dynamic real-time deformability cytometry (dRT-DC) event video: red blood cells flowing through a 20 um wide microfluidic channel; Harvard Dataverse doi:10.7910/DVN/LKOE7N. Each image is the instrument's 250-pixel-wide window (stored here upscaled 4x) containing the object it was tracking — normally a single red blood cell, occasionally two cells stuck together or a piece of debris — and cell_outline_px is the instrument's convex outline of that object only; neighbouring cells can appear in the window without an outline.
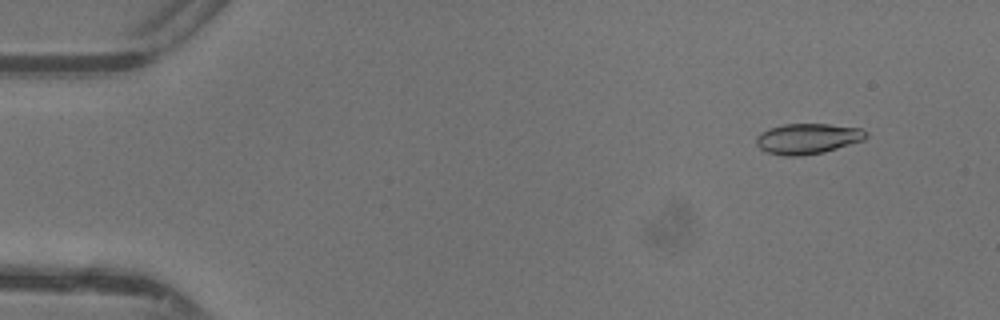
{"species": "common noctule bat (a hibernating species)", "species_latin": "Nyctalus noctula", "temperature_condition": "warm", "stored_images_in_passage": 47, "camera_frame_rate_fps": 3000, "um_per_image_px": 0.085, "animal": {"sex": "female"}, "frame": {"image": 1, "passage_image": 4, "time_ms": 1.0, "image_size_px": [1000, 320], "cell_outline_px": [[868, 132], [864, 140], [824, 152], [800, 156], [784, 156], [768, 152], [760, 148], [756, 144], [756, 136], [760, 132], [768, 128], [784, 124], [828, 124], [860, 128]], "centroid_in_image_um": [68.63, 11.78], "position_along_channel_um": 16.4, "area_um2": 19.54}}
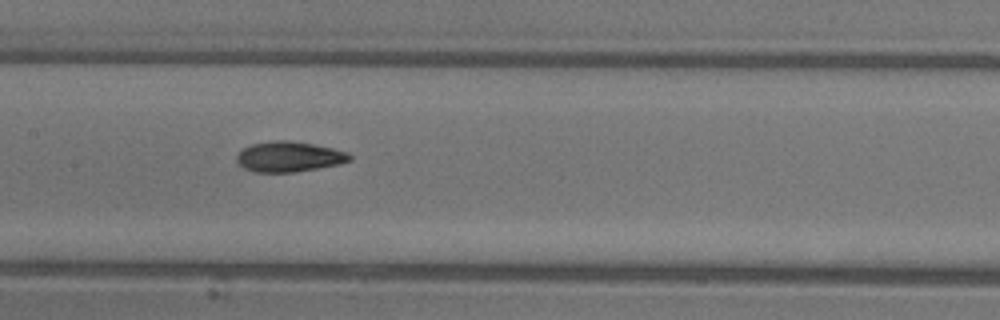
{"frame": {"image": 2, "passage_image": 23, "time_ms": 7.333, "image_size_px": [1000, 320], "cell_outline_px": [[352, 160], [340, 164], [292, 172], [252, 172], [244, 168], [236, 160], [236, 156], [244, 148], [252, 144], [272, 140], [288, 140], [312, 144], [332, 148], [348, 152], [352, 156]], "centroid_in_image_um": [24.57, 13.32], "position_along_channel_um": 182.8, "area_um2": 19.88}}
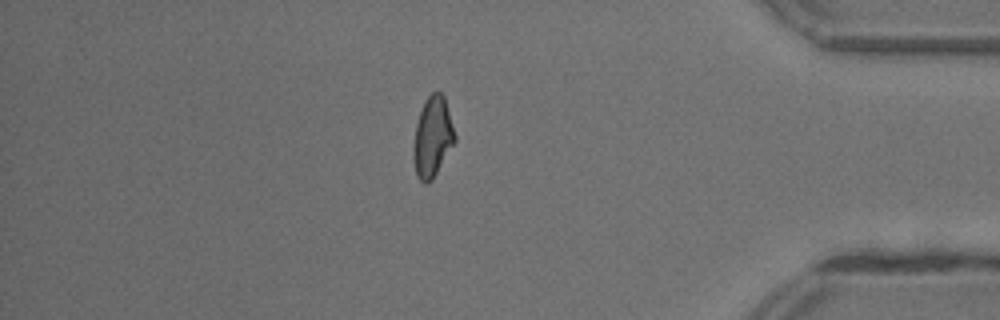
{"frame": {"image": 3, "passage_image": 40, "time_ms": 13.0, "image_size_px": [1000, 320], "cell_outline_px": [[456, 140], [432, 180], [428, 184], [424, 184], [416, 176], [412, 156], [412, 148], [416, 124], [424, 100], [432, 92], [440, 92], [444, 96], [456, 136]], "centroid_in_image_um": [36.74, 11.67], "position_along_channel_um": 398.5, "area_um2": 19.48}, "authors_computed_cell_mechanics": {"area_um2": 19.3052, "velocity_mm_per_s": 4.426, "shape_relaxation_time_tau1_ms": 6.0361, "shape_relaxation_time_tau2_ms": 2.0246, "deformation_change_tau1": 0.1895, "deformation_change_tau2": 0.074}}